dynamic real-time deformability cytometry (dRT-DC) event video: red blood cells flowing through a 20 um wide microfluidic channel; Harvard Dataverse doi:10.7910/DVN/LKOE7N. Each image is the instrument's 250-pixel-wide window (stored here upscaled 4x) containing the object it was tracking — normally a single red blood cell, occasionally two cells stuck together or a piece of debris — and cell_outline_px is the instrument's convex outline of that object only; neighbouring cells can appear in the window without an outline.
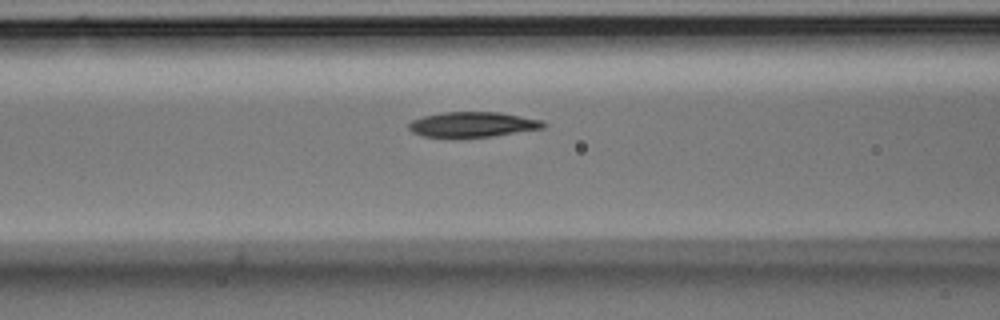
{"species": "Egyptian fruit bat (a non-hibernating species)", "species_latin": "Rousettus aegyptiacus", "temperature_condition": "room temperature", "stored_images_in_passage": 7, "camera_frame_rate_fps": 3000, "um_per_image_px": 0.085, "animal": {"sex": "male"}, "frame": {"image": 1, "passage_image": 7, "time_ms": 2.0, "image_size_px": [1000, 320], "cell_outline_px": [[548, 124], [544, 128], [492, 136], [452, 140], [424, 136], [412, 132], [408, 128], [408, 124], [412, 120], [424, 116], [444, 112], [500, 112], [544, 120]], "centroid_in_image_um": [40.17, 10.61], "position_along_channel_um": 126.4, "area_um2": 20.46}}